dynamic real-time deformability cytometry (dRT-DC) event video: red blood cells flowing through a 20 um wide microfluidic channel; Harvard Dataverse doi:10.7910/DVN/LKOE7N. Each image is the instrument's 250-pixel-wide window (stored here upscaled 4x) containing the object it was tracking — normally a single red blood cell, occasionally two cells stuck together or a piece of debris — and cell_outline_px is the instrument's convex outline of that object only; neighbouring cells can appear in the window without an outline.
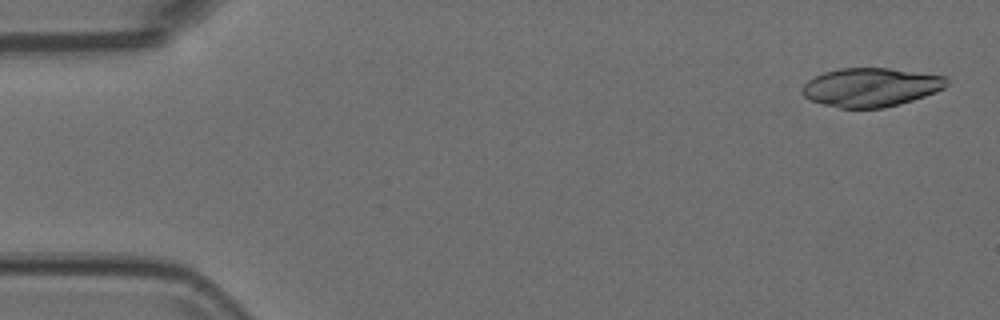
{"species": "Egyptian fruit bat (a non-hibernating species)", "species_latin": "Rousettus aegyptiacus", "temperature_condition": "room temperature", "stored_images_in_passage": 52, "camera_frame_rate_fps": 3000, "um_per_image_px": 0.085, "animal": {"sex": "female"}, "frame": {"image": 1, "passage_image": 2, "time_ms": 0.333, "image_size_px": [1000, 320], "cell_outline_px": [[948, 84], [944, 88], [936, 92], [912, 100], [884, 108], [840, 108], [824, 104], [812, 100], [804, 96], [800, 92], [804, 84], [808, 80], [824, 72], [840, 68], [888, 68], [948, 76]], "centroid_in_image_um": [74.04, 7.41], "position_along_channel_um": 11.0, "area_um2": 32.6}}
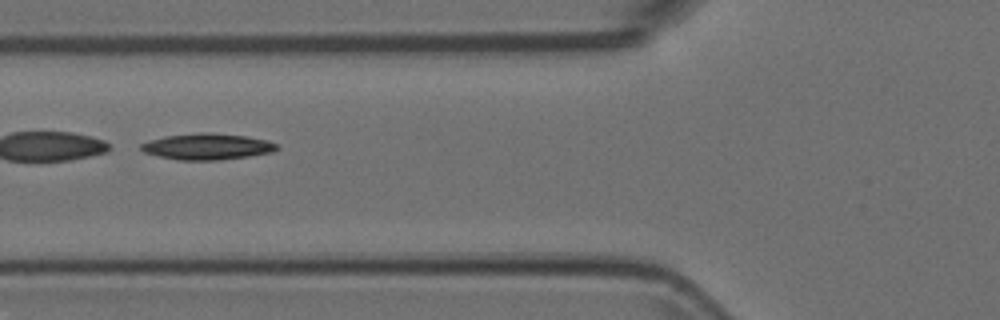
{"frame": {"image": 2, "passage_image": 20, "time_ms": 6.333, "image_size_px": [1000, 320], "cell_outline_px": [[280, 148], [272, 152], [248, 156], [220, 160], [176, 160], [144, 152], [140, 148], [140, 144], [148, 140], [164, 136], [200, 132], [208, 132], [244, 136], [268, 140], [276, 144]], "centroid_in_image_um": [17.59, 12.45], "position_along_channel_um": 108.2, "area_um2": 20.75}}
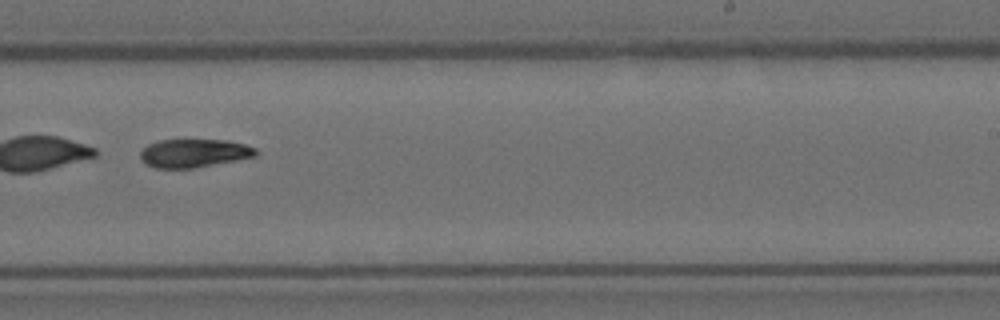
{"frame": {"image": 3, "passage_image": 33, "time_ms": 10.667, "image_size_px": [1000, 320], "cell_outline_px": [[256, 156], [236, 160], [192, 168], [156, 168], [148, 164], [140, 156], [140, 152], [148, 144], [160, 140], [228, 140], [244, 144], [256, 148]], "centroid_in_image_um": [16.5, 13.01], "position_along_channel_um": 272.5, "area_um2": 18.79}}